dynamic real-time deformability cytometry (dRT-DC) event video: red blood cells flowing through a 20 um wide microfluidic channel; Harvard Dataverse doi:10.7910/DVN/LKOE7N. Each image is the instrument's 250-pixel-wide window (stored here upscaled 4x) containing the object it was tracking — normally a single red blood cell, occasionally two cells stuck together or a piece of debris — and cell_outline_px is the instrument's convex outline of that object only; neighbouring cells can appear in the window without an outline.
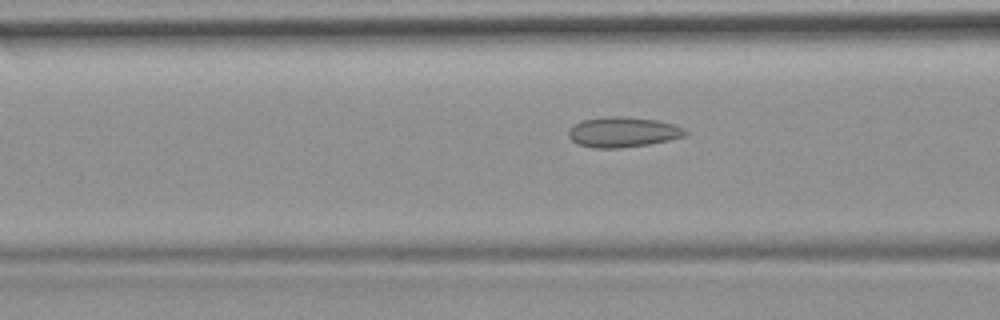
{"species": "common noctule bat (a hibernating species)", "species_latin": "Nyctalus noctula", "temperature_condition": "room temperature", "stored_images_in_passage": 35, "camera_frame_rate_fps": 3000, "um_per_image_px": 0.085, "animal": {"sex": "female", "body_mass_g": 19.9}, "frame": {"image": 1, "passage_image": 10, "time_ms": 3.0, "image_size_px": [1000, 320], "cell_outline_px": [[688, 132], [684, 136], [652, 144], [620, 148], [592, 148], [580, 144], [572, 140], [568, 136], [568, 132], [580, 120], [604, 116], [624, 116], [656, 120], [672, 124], [684, 128]], "centroid_in_image_um": [52.95, 11.22], "position_along_channel_um": 113.7, "area_um2": 20.58}}
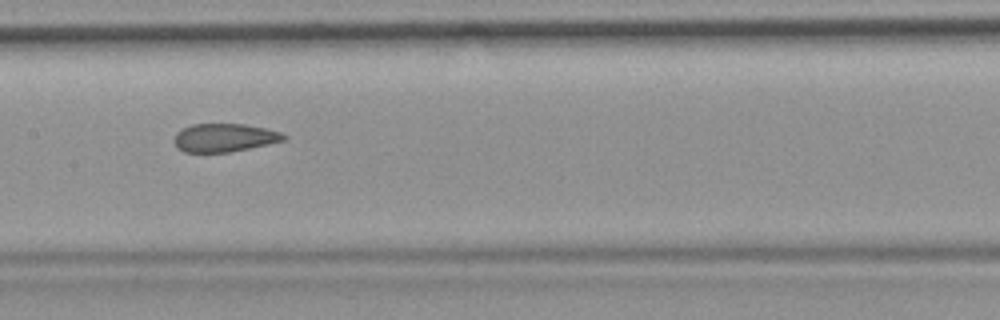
{"frame": {"image": 2, "passage_image": 16, "time_ms": 5.0, "image_size_px": [1000, 320], "cell_outline_px": [[288, 136], [284, 140], [268, 144], [228, 152], [184, 152], [176, 148], [172, 140], [176, 132], [192, 124], [244, 124], [264, 128], [280, 132]], "centroid_in_image_um": [19.02, 11.7], "position_along_channel_um": 188.4, "area_um2": 18.03}}
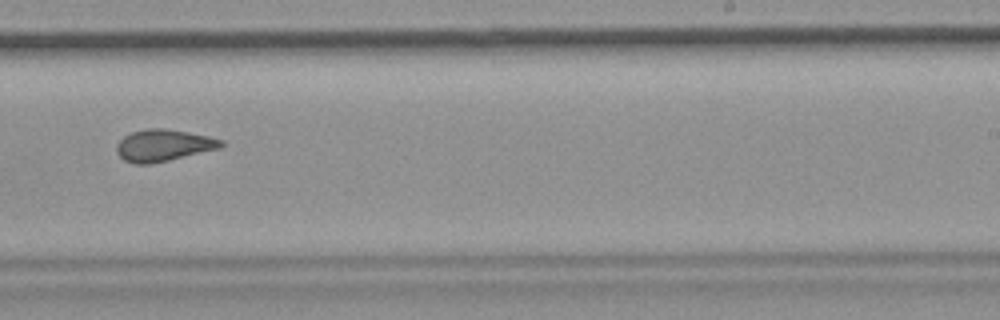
{"frame": {"image": 3, "passage_image": 23, "time_ms": 7.333, "image_size_px": [1000, 320], "cell_outline_px": [[224, 144], [216, 148], [152, 164], [136, 164], [124, 160], [116, 152], [116, 144], [124, 136], [132, 132], [148, 128], [164, 128], [188, 132], [208, 136], [224, 140]], "centroid_in_image_um": [13.84, 12.35], "position_along_channel_um": 275.2, "area_um2": 19.07}, "authors_computed_cell_mechanics": {"area_um2": 19.3052, "velocity_mm_per_s": 3.7482, "shape_relaxation_time_tau1_ms": null, "shape_relaxation_time_tau2_ms": 2.5339, "deformation_change_tau1": null, "deformation_change_tau2": 0.0975}}